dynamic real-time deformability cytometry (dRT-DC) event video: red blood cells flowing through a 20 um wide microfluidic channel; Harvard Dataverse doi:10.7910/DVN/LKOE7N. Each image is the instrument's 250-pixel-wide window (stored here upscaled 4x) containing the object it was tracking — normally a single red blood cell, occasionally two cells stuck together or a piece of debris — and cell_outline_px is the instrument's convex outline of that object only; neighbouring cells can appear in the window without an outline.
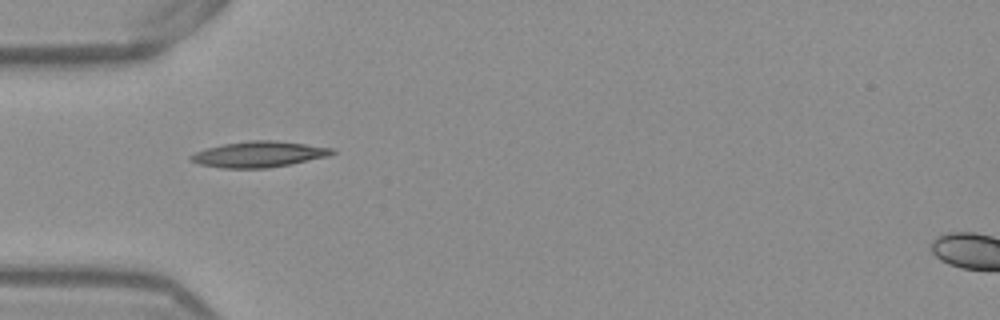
{"species": "Egyptian fruit bat (a non-hibernating species)", "species_latin": "Rousettus aegyptiacus", "temperature_condition": "warm", "stored_images_in_passage": 37, "camera_frame_rate_fps": 3000, "um_per_image_px": 0.085, "frame": {"image": 1, "passage_image": 1, "time_ms": 0.0, "image_size_px": [1000, 320], "cell_outline_px": [[336, 152], [328, 156], [292, 164], [268, 168], [220, 168], [200, 164], [188, 160], [188, 156], [204, 148], [224, 144], [248, 140], [276, 140], [332, 148]], "centroid_in_image_um": [21.96, 13.11], "position_along_channel_um": 63.0, "area_um2": 21.39}}
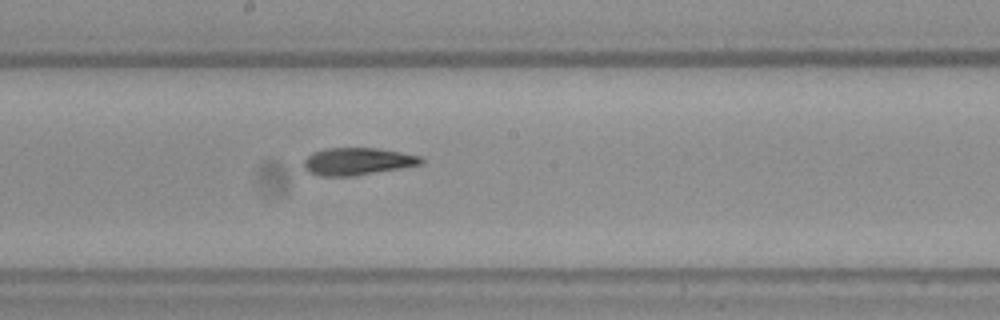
{"frame": {"image": 2, "passage_image": 13, "time_ms": 4.0, "image_size_px": [1000, 320], "cell_outline_px": [[424, 164], [352, 176], [324, 176], [308, 172], [304, 168], [304, 160], [312, 152], [328, 148], [376, 148], [400, 152], [420, 156], [424, 160]], "centroid_in_image_um": [30.39, 13.71], "position_along_channel_um": 217.8, "area_um2": 18.55}}
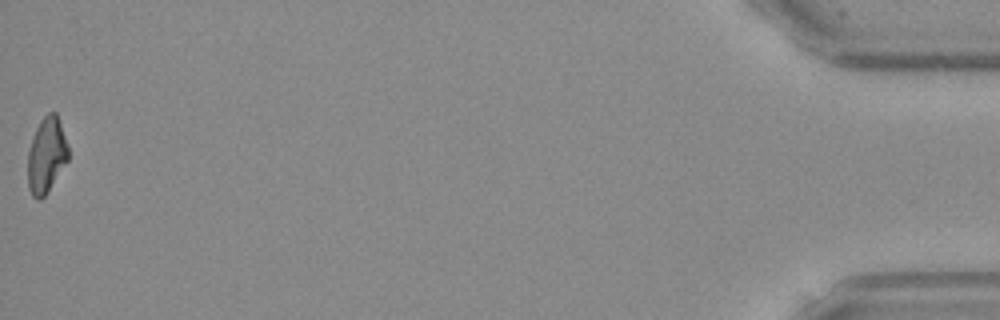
{"frame": {"image": 3, "passage_image": 37, "time_ms": 12.0, "image_size_px": [1000, 320], "cell_outline_px": [[68, 160], [48, 192], [40, 200], [36, 200], [32, 196], [28, 188], [28, 152], [32, 136], [40, 120], [48, 112], [56, 112], [68, 144]], "centroid_in_image_um": [3.94, 13.2], "position_along_channel_um": 431.3, "area_um2": 17.98}, "authors_computed_cell_mechanics": {"area_um2": 18.6694, "velocity_mm_per_s": 3.8951, "shape_relaxation_time_tau1_ms": null, "shape_relaxation_time_tau2_ms": 4.7722, "deformation_change_tau1": null, "deformation_change_tau2": 0.1113}}